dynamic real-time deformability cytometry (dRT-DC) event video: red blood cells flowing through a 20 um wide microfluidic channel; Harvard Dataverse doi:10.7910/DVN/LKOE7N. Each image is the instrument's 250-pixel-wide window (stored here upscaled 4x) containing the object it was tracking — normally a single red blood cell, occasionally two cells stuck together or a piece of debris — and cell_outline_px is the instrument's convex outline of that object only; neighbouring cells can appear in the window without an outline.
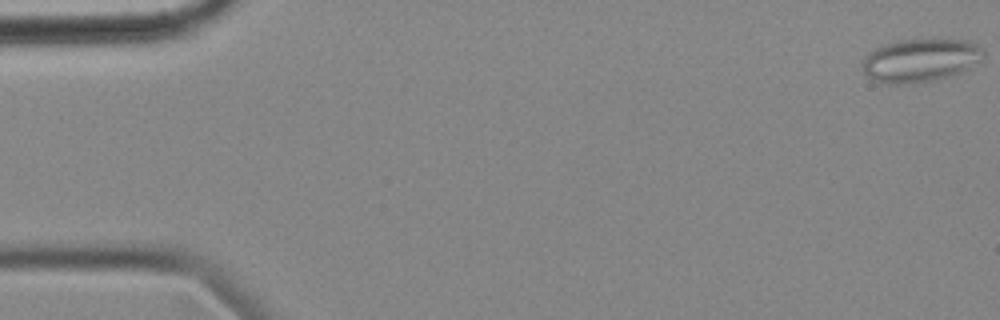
{"species": "common noctule bat (a hibernating species)", "species_latin": "Nyctalus noctula", "temperature_condition": "cold", "stored_images_in_passage": 56, "camera_frame_rate_fps": 3000, "um_per_image_px": 0.085, "animal": {"sex": "female", "body_mass_g": 18.4}, "frame": {"image": 1, "passage_image": 1, "time_ms": 0.0, "image_size_px": [1000, 320], "cell_outline_px": [[984, 56], [980, 60], [968, 68], [960, 72], [948, 76], [932, 80], [896, 84], [888, 84], [872, 80], [864, 72], [860, 60], [864, 56], [876, 48], [884, 44], [896, 40], [940, 36], [972, 40], [984, 48]], "centroid_in_image_um": [78.26, 5.05], "position_along_channel_um": 6.7, "area_um2": 31.5}}
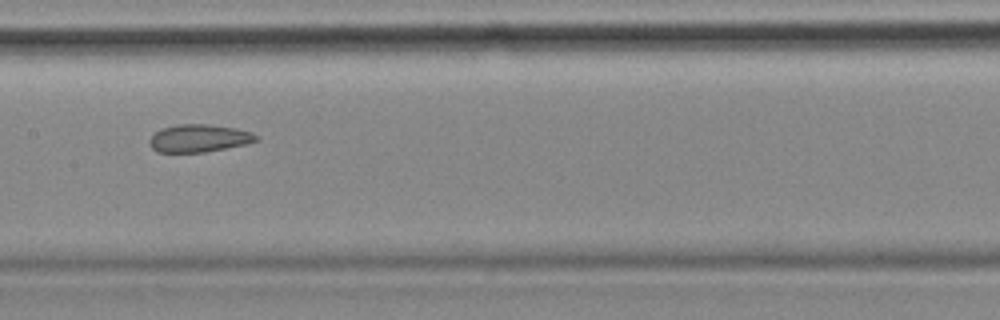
{"frame": {"image": 2, "passage_image": 28, "time_ms": 9.0, "image_size_px": [1000, 320], "cell_outline_px": [[260, 140], [244, 144], [204, 152], [156, 152], [148, 144], [148, 140], [160, 128], [180, 124], [208, 124], [236, 128], [252, 132], [260, 136]], "centroid_in_image_um": [16.91, 11.74], "position_along_channel_um": 190.5, "area_um2": 17.28}}
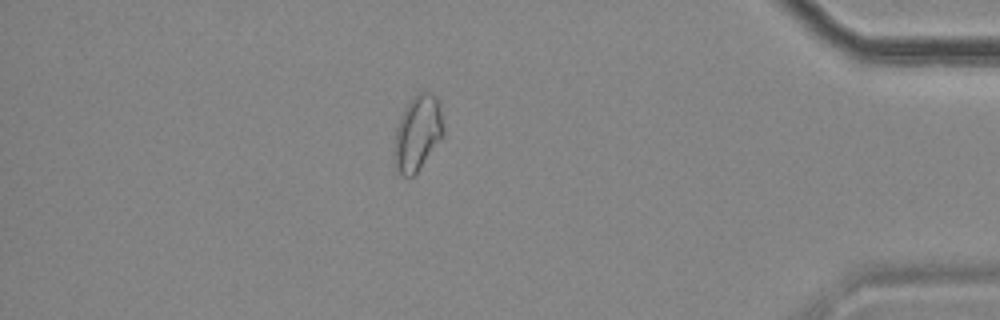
{"frame": {"image": 3, "passage_image": 49, "time_ms": 16.0, "image_size_px": [1000, 320], "cell_outline_px": [[444, 136], [416, 172], [412, 176], [400, 176], [396, 172], [392, 156], [392, 148], [396, 128], [400, 116], [404, 108], [412, 96], [424, 88], [432, 92], [440, 100], [444, 128]], "centroid_in_image_um": [35.48, 11.26], "position_along_channel_um": 399.7, "area_um2": 22.54}, "authors_computed_cell_mechanics": {"area_um2": 21.0681, "velocity_mm_per_s": 3.5589, "shape_relaxation_time_tau1_ms": null, "shape_relaxation_time_tau2_ms": 2.1424, "deformation_change_tau1": null, "deformation_change_tau2": 0.0962}}